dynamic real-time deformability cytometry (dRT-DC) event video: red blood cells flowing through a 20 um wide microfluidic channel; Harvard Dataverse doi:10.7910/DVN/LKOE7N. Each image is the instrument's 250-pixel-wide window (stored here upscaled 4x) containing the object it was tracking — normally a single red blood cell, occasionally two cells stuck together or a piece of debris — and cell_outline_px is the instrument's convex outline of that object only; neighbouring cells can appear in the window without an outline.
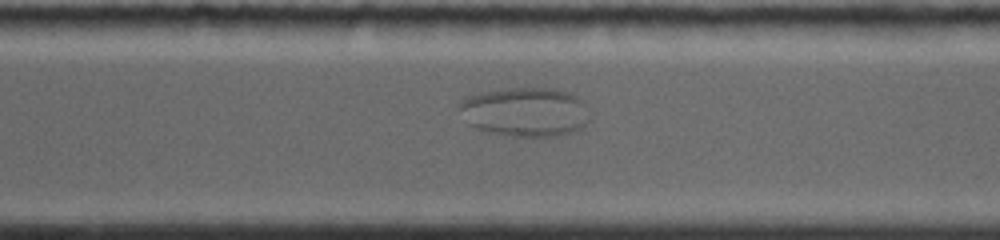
{"species": "common noctule bat (a hibernating species)", "species_latin": "Nyctalus noctula", "temperature_condition": "room temperature", "stored_images_in_passage": 76, "segment_of_instrument_passage": [2, 2], "camera_frame_rate_fps": 4000, "um_per_image_px": 0.085, "animal": {"sex": "female", "body_mass_g": 19.0, "forearm_length_mm": 56.7}, "frame": {"image": 1, "passage_image": 43, "time_ms": 7.5, "image_size_px": [1000, 240], "cell_outline_px": [[592, 120], [580, 128], [556, 136], [508, 136], [488, 132], [476, 128], [468, 124], [476, 120]], "centroid_in_image_um": [44.96, 10.8], "position_along_channel_um": 325.6, "area_um2": 11.1}}